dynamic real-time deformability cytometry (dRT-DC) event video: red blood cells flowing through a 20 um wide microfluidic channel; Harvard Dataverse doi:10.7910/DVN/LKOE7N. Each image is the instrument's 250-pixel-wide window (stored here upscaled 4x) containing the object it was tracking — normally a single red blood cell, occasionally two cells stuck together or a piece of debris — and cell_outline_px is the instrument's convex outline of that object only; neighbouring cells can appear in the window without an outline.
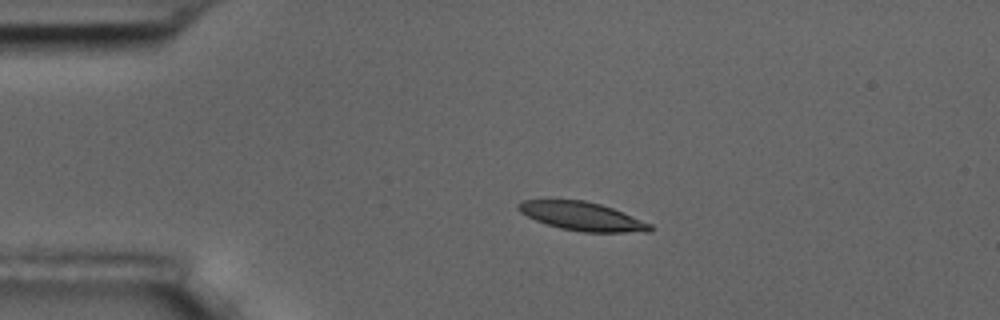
{"species": "common noctule bat (a hibernating species)", "species_latin": "Nyctalus noctula", "temperature_condition": "room temperature", "stored_images_in_passage": 4, "camera_frame_rate_fps": 3000, "um_per_image_px": 0.085, "animal": {"sex": "male", "body_mass_g": 17.5, "forearm_length_mm": 52.3}, "frame": {"image": 1, "passage_image": 3, "time_ms": 2.333, "image_size_px": [1000, 320], "cell_outline_px": [[652, 232], [584, 232], [560, 228], [536, 220], [520, 212], [516, 208], [516, 204], [520, 200], [584, 200], [600, 204], [612, 208], [652, 224]], "centroid_in_image_um": [49.47, 18.38], "position_along_channel_um": 35.5, "area_um2": 21.79}}